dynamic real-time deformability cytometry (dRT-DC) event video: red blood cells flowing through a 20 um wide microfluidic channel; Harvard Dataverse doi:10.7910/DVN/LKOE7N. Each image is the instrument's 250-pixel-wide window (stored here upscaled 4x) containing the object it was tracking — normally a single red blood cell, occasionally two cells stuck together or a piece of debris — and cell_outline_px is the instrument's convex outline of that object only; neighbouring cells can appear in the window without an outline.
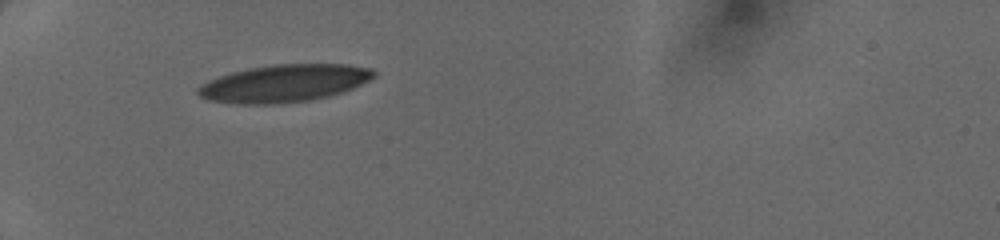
{"species": "human", "species_latin": "Homo sapiens", "temperature_condition": "cold", "stored_images_in_passage": 32, "camera_frame_rate_fps": 3000, "um_per_image_px": 0.085, "donor": {"sex": "female"}, "frame": {"image": 1, "passage_image": 1, "time_ms": 0.0, "image_size_px": [1000, 240], "cell_outline_px": [[376, 76], [344, 92], [328, 96], [308, 100], [272, 104], [236, 104], [208, 100], [200, 96], [196, 92], [196, 88], [200, 84], [208, 80], [232, 72], [248, 68], [276, 64], [348, 64], [372, 68], [376, 72]], "centroid_in_image_um": [24.13, 7.08], "position_along_channel_um": 60.9, "area_um2": 38.44}}
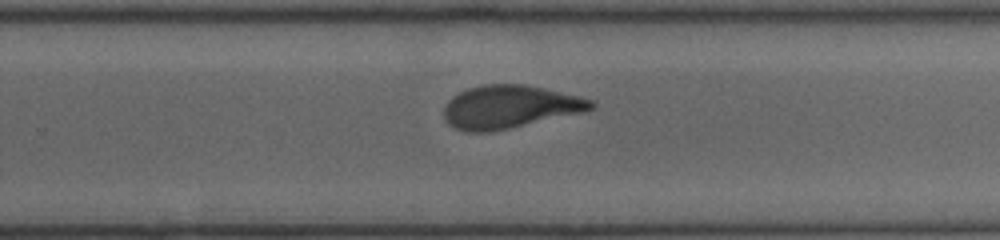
{"frame": {"image": 2, "passage_image": 18, "time_ms": 5.667, "image_size_px": [1000, 240], "cell_outline_px": [[596, 104], [592, 108], [584, 112], [508, 128], [488, 132], [468, 132], [456, 128], [448, 124], [444, 116], [444, 108], [448, 100], [452, 96], [468, 88], [484, 84], [524, 84], [544, 88], [580, 96], [592, 100]], "centroid_in_image_um": [43.31, 9.07], "position_along_channel_um": 286.5, "area_um2": 36.7}}
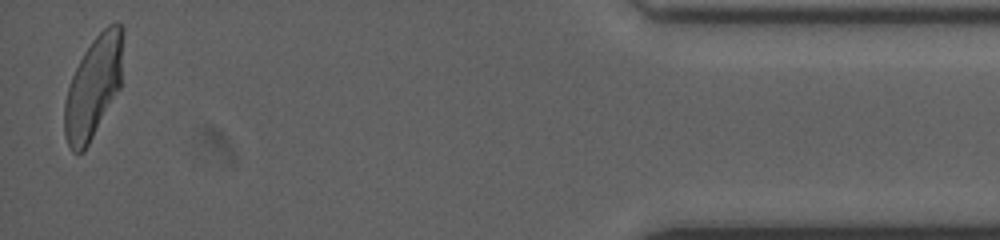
{"frame": {"image": 3, "passage_image": 32, "time_ms": 10.333, "image_size_px": [1000, 240], "cell_outline_px": [[124, 32], [120, 88], [84, 152], [72, 152], [64, 136], [64, 100], [72, 76], [84, 52], [92, 40], [108, 24], [120, 24], [124, 28]], "centroid_in_image_um": [7.94, 7.4], "position_along_channel_um": 427.3, "area_um2": 34.62}}